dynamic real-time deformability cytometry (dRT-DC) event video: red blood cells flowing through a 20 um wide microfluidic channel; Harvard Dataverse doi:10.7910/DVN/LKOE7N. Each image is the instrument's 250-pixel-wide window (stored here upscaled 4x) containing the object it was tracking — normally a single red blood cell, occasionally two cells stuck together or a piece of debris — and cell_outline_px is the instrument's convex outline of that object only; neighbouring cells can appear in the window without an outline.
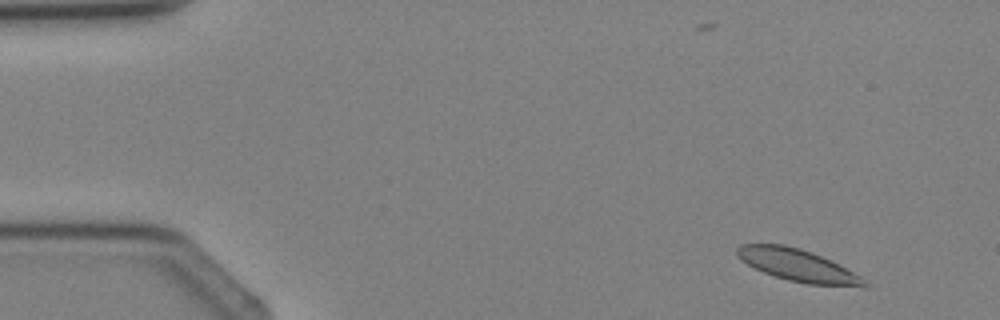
{"species": "Egyptian fruit bat (a non-hibernating species)", "species_latin": "Rousettus aegyptiacus", "temperature_condition": "cold", "stored_images_in_passage": 3, "camera_frame_rate_fps": 3000, "um_per_image_px": 0.085, "animal": {"sex": "female"}, "frame": {"image": 1, "passage_image": 1, "time_ms": 0.0, "image_size_px": [1000, 320], "cell_outline_px": [[872, 288], [864, 288], [808, 284], [788, 280], [764, 272], [740, 260], [736, 256], [736, 248], [740, 244], [784, 244], [800, 248], [812, 252], [832, 260], [840, 264], [868, 280]], "centroid_in_image_um": [67.92, 22.57], "position_along_channel_um": 17.1, "area_um2": 24.39}}
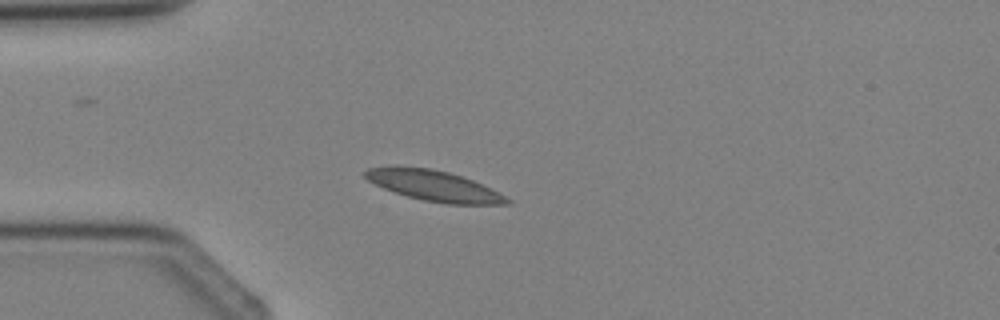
{"frame": {"image": 2, "passage_image": 3, "time_ms": 2.333, "image_size_px": [1000, 320], "cell_outline_px": [[512, 204], [444, 204], [424, 200], [408, 196], [384, 188], [368, 180], [364, 176], [364, 172], [368, 168], [392, 164], [396, 164], [432, 168], [448, 172], [472, 180], [512, 200]], "centroid_in_image_um": [36.81, 15.75], "position_along_channel_um": 48.2, "area_um2": 25.32}}